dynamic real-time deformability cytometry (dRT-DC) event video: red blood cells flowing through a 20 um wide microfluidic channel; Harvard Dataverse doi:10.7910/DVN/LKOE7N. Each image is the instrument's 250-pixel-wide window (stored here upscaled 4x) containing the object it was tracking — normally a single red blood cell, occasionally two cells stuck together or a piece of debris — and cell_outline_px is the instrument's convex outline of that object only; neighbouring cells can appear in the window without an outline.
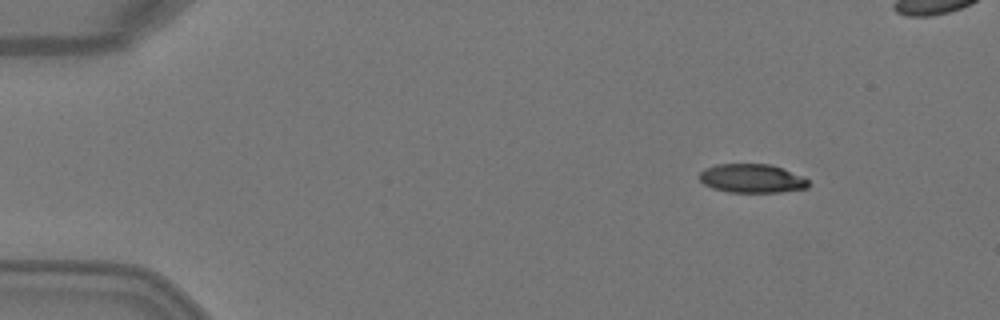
{"species": "Egyptian fruit bat (a non-hibernating species)", "species_latin": "Rousettus aegyptiacus", "temperature_condition": "warm", "stored_images_in_passage": 7, "camera_frame_rate_fps": 3000, "um_per_image_px": 0.085, "animal": {"sex": "female"}, "frame": {"image": 1, "passage_image": 2, "time_ms": 0.333, "image_size_px": [1000, 320], "cell_outline_px": [[808, 188], [780, 192], [728, 192], [712, 188], [704, 184], [700, 180], [700, 172], [704, 168], [716, 164], [772, 164], [804, 176], [808, 180]], "centroid_in_image_um": [63.92, 15.16], "position_along_channel_um": 21.1, "area_um2": 18.44}}
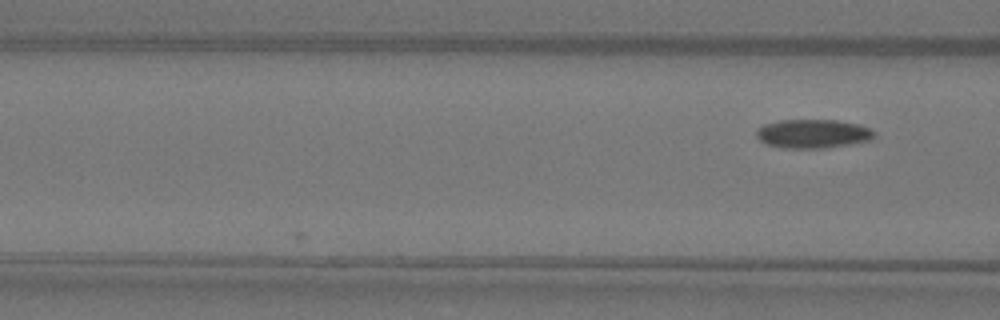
{"frame": {"image": 2, "passage_image": 7, "time_ms": 2.0, "image_size_px": [1000, 320], "cell_outline_px": [[876, 132], [872, 140], [828, 148], [780, 148], [768, 144], [760, 140], [756, 136], [756, 128], [764, 124], [780, 120], [836, 120], [856, 124], [868, 128]], "centroid_in_image_um": [69.08, 11.37], "position_along_channel_um": 97.5, "area_um2": 19.88}}